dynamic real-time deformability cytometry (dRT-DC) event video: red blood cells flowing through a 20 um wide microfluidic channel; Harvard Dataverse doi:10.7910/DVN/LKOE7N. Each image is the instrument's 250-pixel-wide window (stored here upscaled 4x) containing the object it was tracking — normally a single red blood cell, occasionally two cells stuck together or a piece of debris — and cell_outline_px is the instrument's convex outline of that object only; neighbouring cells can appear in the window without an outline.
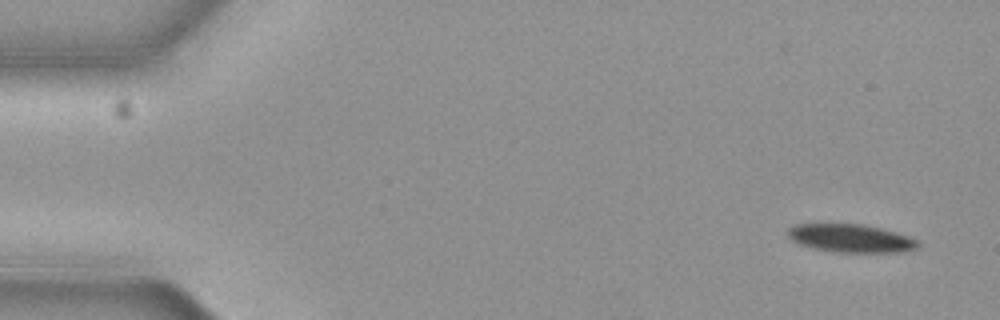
{"species": "common noctule bat (a hibernating species)", "species_latin": "Nyctalus noctula", "temperature_condition": "cold", "stored_images_in_passage": 48, "camera_frame_rate_fps": 3000, "um_per_image_px": 0.085, "animal": {"sex": "female", "body_mass_g": 19.3, "forearm_length_mm": 54.1}, "frame": {"image": 1, "passage_image": 1, "time_ms": 0.0, "image_size_px": [1000, 320], "cell_outline_px": [[920, 248], [900, 252], [836, 252], [812, 248], [796, 244], [788, 236], [788, 228], [796, 224], [864, 224], [896, 232], [920, 240]], "centroid_in_image_um": [72.34, 20.26], "position_along_channel_um": 12.7, "area_um2": 21.56}}
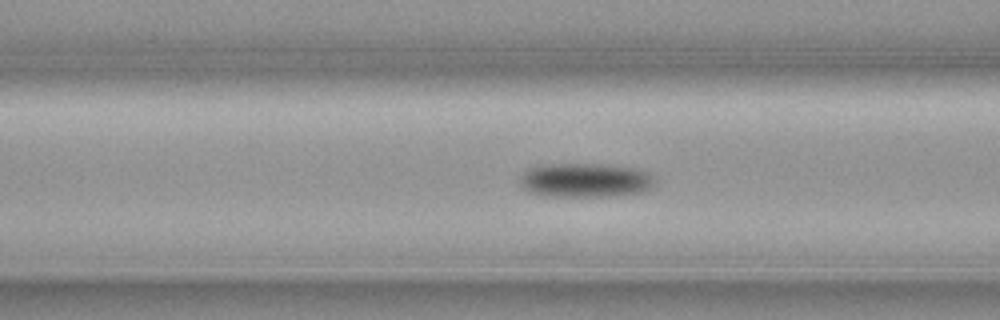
{"frame": {"image": 2, "passage_image": 20, "time_ms": 6.333, "image_size_px": [1000, 320], "cell_outline_px": [[656, 180], [644, 192], [616, 196], [544, 196], [528, 192], [520, 184], [520, 176], [524, 168], [536, 164], [608, 164], [632, 168], [648, 172]], "centroid_in_image_um": [49.67, 15.31], "position_along_channel_um": 116.9, "area_um2": 27.34}}
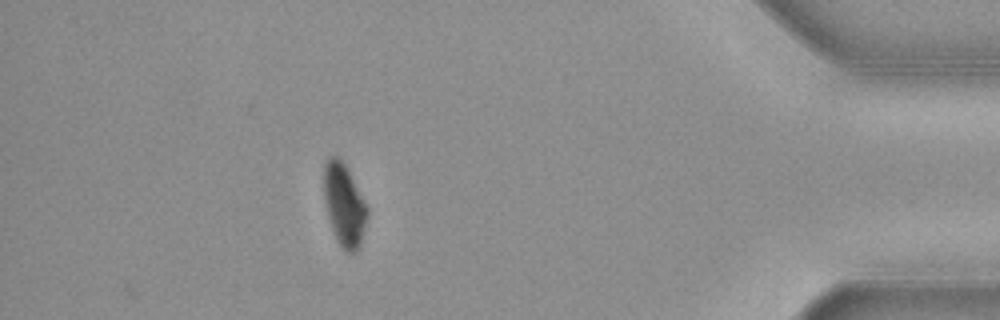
{"frame": {"image": 3, "passage_image": 48, "time_ms": 15.667, "image_size_px": [1000, 320], "cell_outline_px": [[368, 216], [360, 244], [356, 252], [344, 252], [340, 248], [332, 228], [328, 216], [324, 200], [324, 164], [328, 156], [336, 156], [344, 164], [364, 200], [368, 208]], "centroid_in_image_um": [29.25, 17.45], "position_along_channel_um": 406.0, "area_um2": 20.63}, "authors_computed_cell_mechanics": {"area_um2": 24.6228, "velocity_mm_per_s": 3.662, "shape_relaxation_time_tau1_ms": 2.4858, "shape_relaxation_time_tau2_ms": null, "deformation_change_tau1": 0.0733, "deformation_change_tau2": null}}